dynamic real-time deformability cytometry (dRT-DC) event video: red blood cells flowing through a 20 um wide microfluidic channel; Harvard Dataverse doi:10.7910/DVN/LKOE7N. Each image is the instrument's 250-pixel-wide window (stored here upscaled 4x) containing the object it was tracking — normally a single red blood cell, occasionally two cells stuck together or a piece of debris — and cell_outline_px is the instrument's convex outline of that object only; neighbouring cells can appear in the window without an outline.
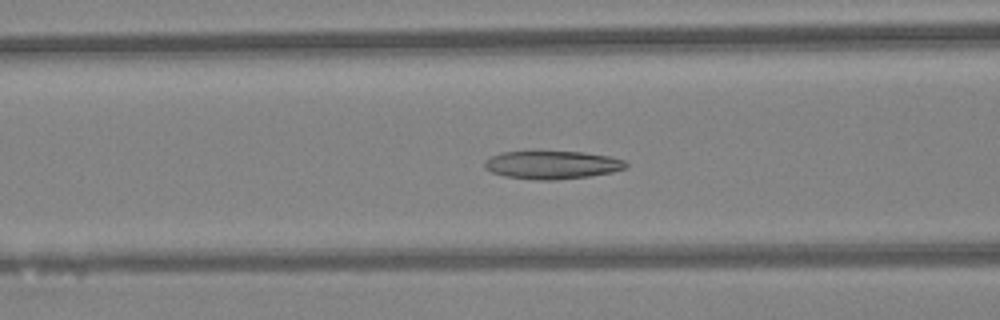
{"species": "Egyptian fruit bat (a non-hibernating species)", "species_latin": "Rousettus aegyptiacus", "temperature_condition": "warm", "stored_images_in_passage": 49, "camera_frame_rate_fps": 3000, "um_per_image_px": 0.085, "animal": {"sex": "female"}, "frame": {"image": 1, "passage_image": 21, "time_ms": 6.667, "image_size_px": [1000, 320], "cell_outline_px": [[628, 168], [612, 172], [588, 176], [556, 180], [536, 180], [504, 176], [492, 172], [484, 168], [484, 160], [500, 152], [580, 152], [608, 156], [624, 160], [628, 164]], "centroid_in_image_um": [46.92, 14.02], "position_along_channel_um": 119.7, "area_um2": 23.06}}
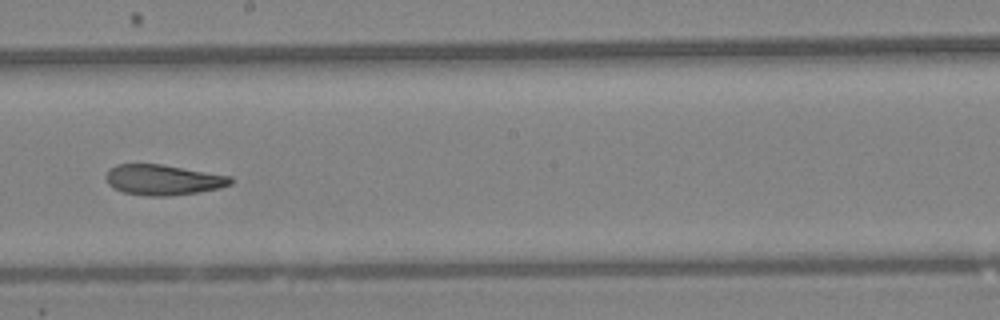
{"frame": {"image": 2, "passage_image": 29, "time_ms": 9.333, "image_size_px": [1000, 320], "cell_outline_px": [[236, 180], [232, 184], [220, 188], [200, 192], [168, 196], [148, 196], [124, 192], [108, 184], [104, 176], [116, 164], [160, 164], [232, 176]], "centroid_in_image_um": [13.92, 15.29], "position_along_channel_um": 234.3, "area_um2": 22.14}}
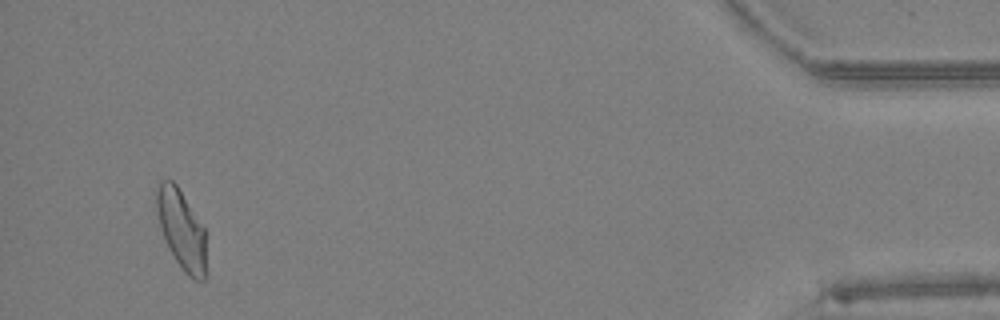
{"frame": {"image": 3, "passage_image": 47, "time_ms": 15.333, "image_size_px": [1000, 320], "cell_outline_px": [[204, 280], [192, 280], [184, 272], [176, 260], [164, 240], [160, 228], [156, 208], [156, 184], [160, 180], [172, 180], [176, 184], [204, 228]], "centroid_in_image_um": [15.37, 19.47], "position_along_channel_um": 419.8, "area_um2": 22.54}, "authors_computed_cell_mechanics": {"area_um2": 23.0622, "velocity_mm_per_s": 4.339, "shape_relaxation_time_tau1_ms": 10.0199, "shape_relaxation_time_tau2_ms": 2.1599, "deformation_change_tau1": 0.2388, "deformation_change_tau2": 0.093}}